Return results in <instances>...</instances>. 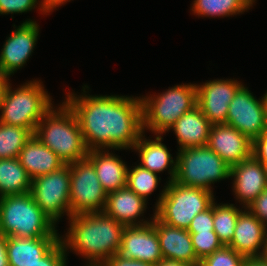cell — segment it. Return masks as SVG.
<instances>
[{"label": "cell", "instance_id": "cell-1", "mask_svg": "<svg viewBox=\"0 0 267 266\" xmlns=\"http://www.w3.org/2000/svg\"><path fill=\"white\" fill-rule=\"evenodd\" d=\"M67 93L88 150H130L143 132L141 97Z\"/></svg>", "mask_w": 267, "mask_h": 266}, {"label": "cell", "instance_id": "cell-2", "mask_svg": "<svg viewBox=\"0 0 267 266\" xmlns=\"http://www.w3.org/2000/svg\"><path fill=\"white\" fill-rule=\"evenodd\" d=\"M69 228L60 240L65 250L82 255L85 266H101L118 252L126 227L104 211L76 214L69 218Z\"/></svg>", "mask_w": 267, "mask_h": 266}, {"label": "cell", "instance_id": "cell-3", "mask_svg": "<svg viewBox=\"0 0 267 266\" xmlns=\"http://www.w3.org/2000/svg\"><path fill=\"white\" fill-rule=\"evenodd\" d=\"M52 107L37 124L34 135L65 164L85 159L88 154L80 124L74 111L63 101Z\"/></svg>", "mask_w": 267, "mask_h": 266}, {"label": "cell", "instance_id": "cell-4", "mask_svg": "<svg viewBox=\"0 0 267 266\" xmlns=\"http://www.w3.org/2000/svg\"><path fill=\"white\" fill-rule=\"evenodd\" d=\"M55 227L30 192L0 197V234L5 237H59Z\"/></svg>", "mask_w": 267, "mask_h": 266}, {"label": "cell", "instance_id": "cell-5", "mask_svg": "<svg viewBox=\"0 0 267 266\" xmlns=\"http://www.w3.org/2000/svg\"><path fill=\"white\" fill-rule=\"evenodd\" d=\"M40 80L27 81L12 90L10 82L0 100V122L35 133L37 124L53 107L52 98Z\"/></svg>", "mask_w": 267, "mask_h": 266}, {"label": "cell", "instance_id": "cell-6", "mask_svg": "<svg viewBox=\"0 0 267 266\" xmlns=\"http://www.w3.org/2000/svg\"><path fill=\"white\" fill-rule=\"evenodd\" d=\"M196 101V84L191 83L169 87L158 95L142 96L143 132L167 133L182 115L197 106Z\"/></svg>", "mask_w": 267, "mask_h": 266}, {"label": "cell", "instance_id": "cell-7", "mask_svg": "<svg viewBox=\"0 0 267 266\" xmlns=\"http://www.w3.org/2000/svg\"><path fill=\"white\" fill-rule=\"evenodd\" d=\"M155 204L154 215L169 226L188 229L196 214L215 201L213 192L201 188L166 182Z\"/></svg>", "mask_w": 267, "mask_h": 266}, {"label": "cell", "instance_id": "cell-8", "mask_svg": "<svg viewBox=\"0 0 267 266\" xmlns=\"http://www.w3.org/2000/svg\"><path fill=\"white\" fill-rule=\"evenodd\" d=\"M176 160L174 181L178 184L213 192L212 184L230 178V167L208 146L180 149Z\"/></svg>", "mask_w": 267, "mask_h": 266}, {"label": "cell", "instance_id": "cell-9", "mask_svg": "<svg viewBox=\"0 0 267 266\" xmlns=\"http://www.w3.org/2000/svg\"><path fill=\"white\" fill-rule=\"evenodd\" d=\"M106 200L107 192L103 189L93 164L87 158L71 163V216L104 211Z\"/></svg>", "mask_w": 267, "mask_h": 266}, {"label": "cell", "instance_id": "cell-10", "mask_svg": "<svg viewBox=\"0 0 267 266\" xmlns=\"http://www.w3.org/2000/svg\"><path fill=\"white\" fill-rule=\"evenodd\" d=\"M36 204L57 224L70 211V164L32 179L31 191ZM63 215V216H62Z\"/></svg>", "mask_w": 267, "mask_h": 266}, {"label": "cell", "instance_id": "cell-11", "mask_svg": "<svg viewBox=\"0 0 267 266\" xmlns=\"http://www.w3.org/2000/svg\"><path fill=\"white\" fill-rule=\"evenodd\" d=\"M242 85L232 99L226 124L236 128L252 141L259 137L267 126V112L264 97L261 99Z\"/></svg>", "mask_w": 267, "mask_h": 266}, {"label": "cell", "instance_id": "cell-12", "mask_svg": "<svg viewBox=\"0 0 267 266\" xmlns=\"http://www.w3.org/2000/svg\"><path fill=\"white\" fill-rule=\"evenodd\" d=\"M242 85L235 79H214L196 84V105L212 125L226 124L229 105Z\"/></svg>", "mask_w": 267, "mask_h": 266}, {"label": "cell", "instance_id": "cell-13", "mask_svg": "<svg viewBox=\"0 0 267 266\" xmlns=\"http://www.w3.org/2000/svg\"><path fill=\"white\" fill-rule=\"evenodd\" d=\"M7 37L0 52V68L10 77L32 56L39 35L36 21L27 19Z\"/></svg>", "mask_w": 267, "mask_h": 266}, {"label": "cell", "instance_id": "cell-14", "mask_svg": "<svg viewBox=\"0 0 267 266\" xmlns=\"http://www.w3.org/2000/svg\"><path fill=\"white\" fill-rule=\"evenodd\" d=\"M117 254L125 259H136L156 265L163 257L154 228V218L144 225L126 226Z\"/></svg>", "mask_w": 267, "mask_h": 266}, {"label": "cell", "instance_id": "cell-15", "mask_svg": "<svg viewBox=\"0 0 267 266\" xmlns=\"http://www.w3.org/2000/svg\"><path fill=\"white\" fill-rule=\"evenodd\" d=\"M207 146L231 167L252 156L253 141L228 124H214Z\"/></svg>", "mask_w": 267, "mask_h": 266}, {"label": "cell", "instance_id": "cell-16", "mask_svg": "<svg viewBox=\"0 0 267 266\" xmlns=\"http://www.w3.org/2000/svg\"><path fill=\"white\" fill-rule=\"evenodd\" d=\"M233 192L236 200L247 208L259 194L267 189L266 167L253 155L230 167Z\"/></svg>", "mask_w": 267, "mask_h": 266}, {"label": "cell", "instance_id": "cell-17", "mask_svg": "<svg viewBox=\"0 0 267 266\" xmlns=\"http://www.w3.org/2000/svg\"><path fill=\"white\" fill-rule=\"evenodd\" d=\"M228 246L245 258L264 256L267 227L248 208H244L239 214L234 235Z\"/></svg>", "mask_w": 267, "mask_h": 266}, {"label": "cell", "instance_id": "cell-18", "mask_svg": "<svg viewBox=\"0 0 267 266\" xmlns=\"http://www.w3.org/2000/svg\"><path fill=\"white\" fill-rule=\"evenodd\" d=\"M154 228L163 259L182 261L190 266H199L190 233L187 229L169 226L154 215Z\"/></svg>", "mask_w": 267, "mask_h": 266}, {"label": "cell", "instance_id": "cell-19", "mask_svg": "<svg viewBox=\"0 0 267 266\" xmlns=\"http://www.w3.org/2000/svg\"><path fill=\"white\" fill-rule=\"evenodd\" d=\"M147 201L127 187L107 194L104 212L125 226L144 225L153 221L140 219L147 208ZM144 220V221H143Z\"/></svg>", "mask_w": 267, "mask_h": 266}, {"label": "cell", "instance_id": "cell-20", "mask_svg": "<svg viewBox=\"0 0 267 266\" xmlns=\"http://www.w3.org/2000/svg\"><path fill=\"white\" fill-rule=\"evenodd\" d=\"M94 166L103 189L108 193L126 187V163L109 150H88L86 157Z\"/></svg>", "mask_w": 267, "mask_h": 266}, {"label": "cell", "instance_id": "cell-21", "mask_svg": "<svg viewBox=\"0 0 267 266\" xmlns=\"http://www.w3.org/2000/svg\"><path fill=\"white\" fill-rule=\"evenodd\" d=\"M61 237H6L9 266H30L44 257Z\"/></svg>", "mask_w": 267, "mask_h": 266}, {"label": "cell", "instance_id": "cell-22", "mask_svg": "<svg viewBox=\"0 0 267 266\" xmlns=\"http://www.w3.org/2000/svg\"><path fill=\"white\" fill-rule=\"evenodd\" d=\"M161 135H156L154 140L146 139L144 133L132 148L137 151L140 158V166L156 174L168 170L170 178L167 182H172L176 175V158L170 154L167 146L162 143Z\"/></svg>", "mask_w": 267, "mask_h": 266}, {"label": "cell", "instance_id": "cell-23", "mask_svg": "<svg viewBox=\"0 0 267 266\" xmlns=\"http://www.w3.org/2000/svg\"><path fill=\"white\" fill-rule=\"evenodd\" d=\"M212 124L196 106L182 115L170 128L177 137L179 148L207 146Z\"/></svg>", "mask_w": 267, "mask_h": 266}, {"label": "cell", "instance_id": "cell-24", "mask_svg": "<svg viewBox=\"0 0 267 266\" xmlns=\"http://www.w3.org/2000/svg\"><path fill=\"white\" fill-rule=\"evenodd\" d=\"M18 159L31 179L59 170L65 163L33 135L21 149Z\"/></svg>", "mask_w": 267, "mask_h": 266}, {"label": "cell", "instance_id": "cell-25", "mask_svg": "<svg viewBox=\"0 0 267 266\" xmlns=\"http://www.w3.org/2000/svg\"><path fill=\"white\" fill-rule=\"evenodd\" d=\"M32 179L21 165L18 157L0 159V197L27 194Z\"/></svg>", "mask_w": 267, "mask_h": 266}, {"label": "cell", "instance_id": "cell-26", "mask_svg": "<svg viewBox=\"0 0 267 266\" xmlns=\"http://www.w3.org/2000/svg\"><path fill=\"white\" fill-rule=\"evenodd\" d=\"M256 0H194L192 12L201 17H228L243 13Z\"/></svg>", "mask_w": 267, "mask_h": 266}, {"label": "cell", "instance_id": "cell-27", "mask_svg": "<svg viewBox=\"0 0 267 266\" xmlns=\"http://www.w3.org/2000/svg\"><path fill=\"white\" fill-rule=\"evenodd\" d=\"M242 209L234 204H217L213 202V225L214 231L224 246L231 243L234 229Z\"/></svg>", "mask_w": 267, "mask_h": 266}, {"label": "cell", "instance_id": "cell-28", "mask_svg": "<svg viewBox=\"0 0 267 266\" xmlns=\"http://www.w3.org/2000/svg\"><path fill=\"white\" fill-rule=\"evenodd\" d=\"M33 135L27 128L0 122V159L17 158Z\"/></svg>", "mask_w": 267, "mask_h": 266}, {"label": "cell", "instance_id": "cell-29", "mask_svg": "<svg viewBox=\"0 0 267 266\" xmlns=\"http://www.w3.org/2000/svg\"><path fill=\"white\" fill-rule=\"evenodd\" d=\"M157 175L140 165L133 166L127 170L126 187L148 201L147 197L157 189L161 180Z\"/></svg>", "mask_w": 267, "mask_h": 266}, {"label": "cell", "instance_id": "cell-30", "mask_svg": "<svg viewBox=\"0 0 267 266\" xmlns=\"http://www.w3.org/2000/svg\"><path fill=\"white\" fill-rule=\"evenodd\" d=\"M190 236L199 261L224 246L215 231L190 233Z\"/></svg>", "mask_w": 267, "mask_h": 266}, {"label": "cell", "instance_id": "cell-31", "mask_svg": "<svg viewBox=\"0 0 267 266\" xmlns=\"http://www.w3.org/2000/svg\"><path fill=\"white\" fill-rule=\"evenodd\" d=\"M245 257L229 246H223L200 261L199 266H243Z\"/></svg>", "mask_w": 267, "mask_h": 266}, {"label": "cell", "instance_id": "cell-32", "mask_svg": "<svg viewBox=\"0 0 267 266\" xmlns=\"http://www.w3.org/2000/svg\"><path fill=\"white\" fill-rule=\"evenodd\" d=\"M38 4V9H40V12H43L41 14L47 15L50 13L44 0H0V15L27 13L37 8Z\"/></svg>", "mask_w": 267, "mask_h": 266}, {"label": "cell", "instance_id": "cell-33", "mask_svg": "<svg viewBox=\"0 0 267 266\" xmlns=\"http://www.w3.org/2000/svg\"><path fill=\"white\" fill-rule=\"evenodd\" d=\"M67 251L60 240L39 262L30 266H67Z\"/></svg>", "mask_w": 267, "mask_h": 266}, {"label": "cell", "instance_id": "cell-34", "mask_svg": "<svg viewBox=\"0 0 267 266\" xmlns=\"http://www.w3.org/2000/svg\"><path fill=\"white\" fill-rule=\"evenodd\" d=\"M187 231L189 233L214 231L213 203L207 210L196 214V216L191 221V224L188 227Z\"/></svg>", "mask_w": 267, "mask_h": 266}, {"label": "cell", "instance_id": "cell-35", "mask_svg": "<svg viewBox=\"0 0 267 266\" xmlns=\"http://www.w3.org/2000/svg\"><path fill=\"white\" fill-rule=\"evenodd\" d=\"M267 227V189L247 207Z\"/></svg>", "mask_w": 267, "mask_h": 266}, {"label": "cell", "instance_id": "cell-36", "mask_svg": "<svg viewBox=\"0 0 267 266\" xmlns=\"http://www.w3.org/2000/svg\"><path fill=\"white\" fill-rule=\"evenodd\" d=\"M252 155L267 165V126L263 133L253 140Z\"/></svg>", "mask_w": 267, "mask_h": 266}, {"label": "cell", "instance_id": "cell-37", "mask_svg": "<svg viewBox=\"0 0 267 266\" xmlns=\"http://www.w3.org/2000/svg\"><path fill=\"white\" fill-rule=\"evenodd\" d=\"M101 266H154L148 262H143L136 259H125L117 253L108 258Z\"/></svg>", "mask_w": 267, "mask_h": 266}, {"label": "cell", "instance_id": "cell-38", "mask_svg": "<svg viewBox=\"0 0 267 266\" xmlns=\"http://www.w3.org/2000/svg\"><path fill=\"white\" fill-rule=\"evenodd\" d=\"M0 266H9L6 237L0 234Z\"/></svg>", "mask_w": 267, "mask_h": 266}, {"label": "cell", "instance_id": "cell-39", "mask_svg": "<svg viewBox=\"0 0 267 266\" xmlns=\"http://www.w3.org/2000/svg\"><path fill=\"white\" fill-rule=\"evenodd\" d=\"M243 266H267V257L259 256V257H248L245 259Z\"/></svg>", "mask_w": 267, "mask_h": 266}, {"label": "cell", "instance_id": "cell-40", "mask_svg": "<svg viewBox=\"0 0 267 266\" xmlns=\"http://www.w3.org/2000/svg\"><path fill=\"white\" fill-rule=\"evenodd\" d=\"M10 77L0 68V100L3 97L6 86L9 83Z\"/></svg>", "mask_w": 267, "mask_h": 266}, {"label": "cell", "instance_id": "cell-41", "mask_svg": "<svg viewBox=\"0 0 267 266\" xmlns=\"http://www.w3.org/2000/svg\"><path fill=\"white\" fill-rule=\"evenodd\" d=\"M70 0H44L45 5L47 9L51 12H53L54 9H56L59 6H62L63 4L69 2Z\"/></svg>", "mask_w": 267, "mask_h": 266}, {"label": "cell", "instance_id": "cell-42", "mask_svg": "<svg viewBox=\"0 0 267 266\" xmlns=\"http://www.w3.org/2000/svg\"><path fill=\"white\" fill-rule=\"evenodd\" d=\"M154 266H190L187 263L171 259H162L159 263Z\"/></svg>", "mask_w": 267, "mask_h": 266}, {"label": "cell", "instance_id": "cell-43", "mask_svg": "<svg viewBox=\"0 0 267 266\" xmlns=\"http://www.w3.org/2000/svg\"><path fill=\"white\" fill-rule=\"evenodd\" d=\"M263 97H264L266 112H267V92H266V94L263 95Z\"/></svg>", "mask_w": 267, "mask_h": 266}, {"label": "cell", "instance_id": "cell-44", "mask_svg": "<svg viewBox=\"0 0 267 266\" xmlns=\"http://www.w3.org/2000/svg\"><path fill=\"white\" fill-rule=\"evenodd\" d=\"M265 167H266V182H267V165H265Z\"/></svg>", "mask_w": 267, "mask_h": 266}]
</instances>
